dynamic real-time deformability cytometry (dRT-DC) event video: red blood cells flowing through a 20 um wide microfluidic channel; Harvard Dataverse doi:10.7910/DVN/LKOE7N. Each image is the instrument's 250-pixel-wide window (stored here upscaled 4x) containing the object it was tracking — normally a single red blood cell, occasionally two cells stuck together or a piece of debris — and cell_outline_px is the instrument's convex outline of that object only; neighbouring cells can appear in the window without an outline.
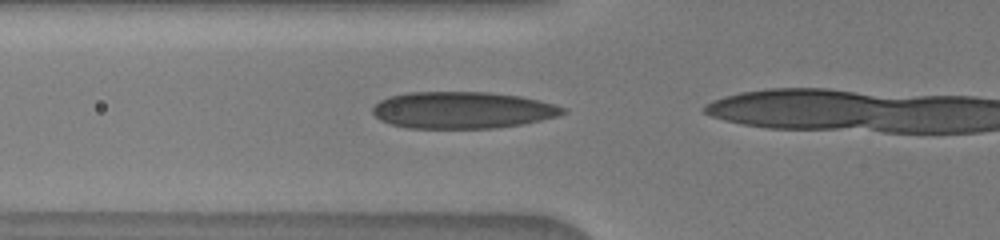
{"species": "human", "species_latin": "Homo sapiens", "temperature_condition": "warm", "stored_images_in_passage": 6, "camera_frame_rate_fps": 3000, "um_per_image_px": 0.085, "donor": {"sex": "male"}, "frame": {"image": 1, "passage_image": 2, "time_ms": 0.333, "image_size_px": [1000, 240], "cell_outline_px": [[568, 112], [556, 116], [540, 120], [520, 124], [492, 128], [408, 128], [392, 124], [380, 120], [372, 112], [372, 108], [380, 100], [392, 96], [408, 92], [488, 92], [520, 96], [556, 104], [564, 108]], "centroid_in_image_um": [39.3, 9.35], "position_along_channel_um": 86.5, "area_um2": 40.58}}
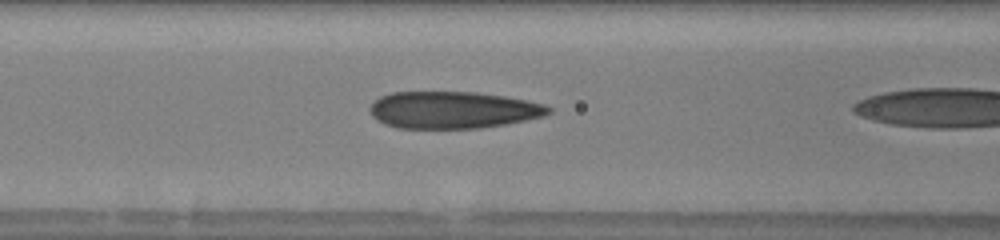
{"frame": {"image": 2, "passage_image": 5, "time_ms": 1.333, "image_size_px": [1000, 240], "cell_outline_px": [[552, 112], [544, 116], [508, 124], [480, 128], [396, 128], [384, 124], [376, 120], [372, 116], [368, 108], [380, 96], [392, 92], [476, 92], [504, 96], [544, 104], [552, 108]], "centroid_in_image_um": [38.49, 9.35], "position_along_channel_um": 128.1, "area_um2": 38.73}}